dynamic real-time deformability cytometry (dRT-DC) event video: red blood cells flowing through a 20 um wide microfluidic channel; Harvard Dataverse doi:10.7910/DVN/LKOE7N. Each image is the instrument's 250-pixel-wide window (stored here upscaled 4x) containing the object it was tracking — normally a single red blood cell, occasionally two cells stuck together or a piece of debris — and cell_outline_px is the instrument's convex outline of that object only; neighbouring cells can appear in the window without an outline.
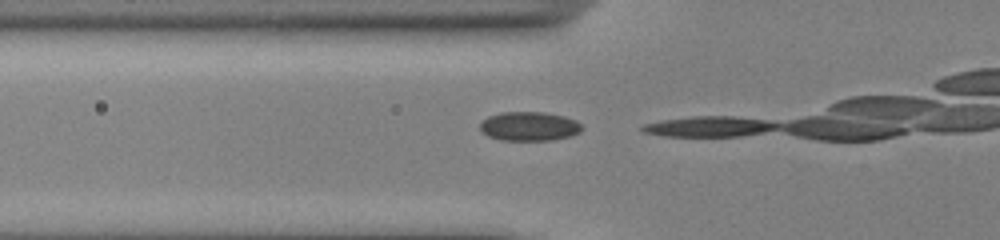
{"species": "common noctule bat (a hibernating species)", "species_latin": "Nyctalus noctula", "temperature_condition": "cold", "stored_images_in_passage": 3, "camera_frame_rate_fps": 3000, "um_per_image_px": 0.085, "animal": {"sex": "male", "body_mass_g": 13.0, "forearm_length_mm": 53.1}, "frame": {"image": 1, "passage_image": 2, "time_ms": 0.333, "image_size_px": [1000, 240], "cell_outline_px": [[584, 128], [580, 132], [572, 136], [552, 140], [500, 140], [488, 136], [480, 128], [480, 124], [488, 116], [500, 112], [544, 112], [564, 116], [576, 120]], "centroid_in_image_um": [45.02, 10.73], "position_along_channel_um": 80.8, "area_um2": 17.34}}